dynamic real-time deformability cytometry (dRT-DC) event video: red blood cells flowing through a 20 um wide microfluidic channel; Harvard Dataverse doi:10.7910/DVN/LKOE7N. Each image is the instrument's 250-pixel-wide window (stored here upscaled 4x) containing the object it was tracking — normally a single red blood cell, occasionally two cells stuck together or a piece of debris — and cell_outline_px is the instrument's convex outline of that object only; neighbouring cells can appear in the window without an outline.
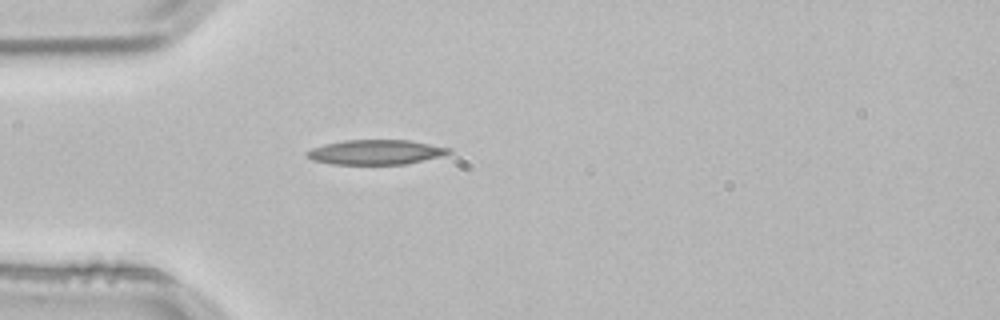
{"species": "common noctule bat (a hibernating species)", "species_latin": "Nyctalus noctula", "temperature_condition": "room temperature", "stored_images_in_passage": 4, "segment_of_instrument_passage": [2, 2], "camera_frame_rate_fps": 3000, "um_per_image_px": 0.085, "animal": {"sex": "male", "body_mass_g": 21.5, "forearm_length_mm": 52.0}, "frame": {"image": 1, "passage_image": 4, "time_ms": 1.0, "image_size_px": [1000, 320], "cell_outline_px": [[452, 152], [444, 156], [404, 164], [332, 164], [312, 160], [304, 152], [312, 148], [324, 144], [344, 140], [408, 140], [452, 148]], "centroid_in_image_um": [31.96, 12.93], "position_along_channel_um": 53.0, "area_um2": 20.52}}